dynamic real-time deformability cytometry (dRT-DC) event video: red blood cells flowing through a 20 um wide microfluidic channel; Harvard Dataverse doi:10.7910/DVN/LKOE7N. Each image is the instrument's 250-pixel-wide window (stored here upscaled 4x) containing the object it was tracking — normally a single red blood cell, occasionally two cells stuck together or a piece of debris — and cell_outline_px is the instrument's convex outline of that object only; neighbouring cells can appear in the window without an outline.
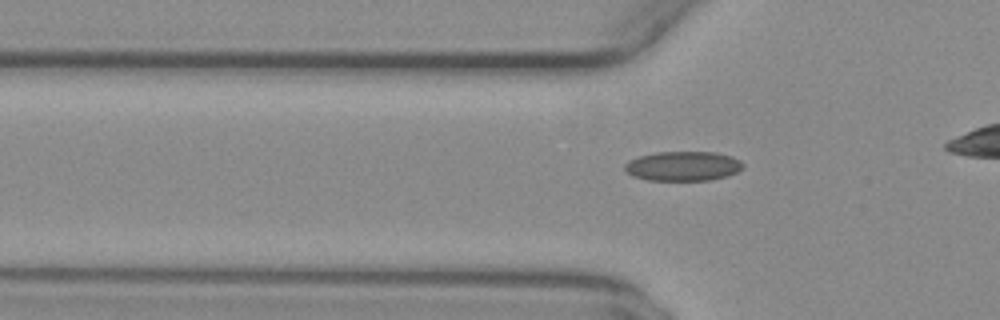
{"species": "common noctule bat (a hibernating species)", "species_latin": "Nyctalus noctula", "temperature_condition": "warm", "stored_images_in_passage": 7, "camera_frame_rate_fps": 3000, "um_per_image_px": 0.085, "animal": {"sex": "female", "body_mass_g": 29.2, "forearm_length_mm": 56.3}, "frame": {"image": 1, "passage_image": 7, "time_ms": 2.0, "image_size_px": [1000, 320], "cell_outline_px": [[744, 164], [736, 172], [724, 176], [708, 180], [648, 180], [632, 176], [624, 168], [624, 164], [628, 160], [640, 156], [656, 152], [716, 152], [732, 156], [740, 160]], "centroid_in_image_um": [58.03, 14.11], "position_along_channel_um": 67.8, "area_um2": 20.23}}